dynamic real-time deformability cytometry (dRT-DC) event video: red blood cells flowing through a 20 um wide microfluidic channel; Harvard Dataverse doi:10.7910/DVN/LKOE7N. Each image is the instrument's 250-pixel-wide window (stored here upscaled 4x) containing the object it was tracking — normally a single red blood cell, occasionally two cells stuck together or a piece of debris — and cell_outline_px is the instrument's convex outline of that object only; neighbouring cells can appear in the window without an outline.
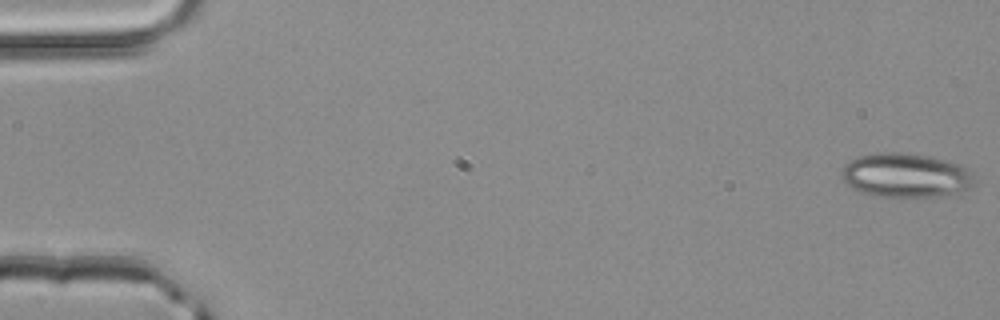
{"species": "common noctule bat (a hibernating species)", "species_latin": "Nyctalus noctula", "temperature_condition": "room temperature", "stored_images_in_passage": 4, "camera_frame_rate_fps": 3000, "um_per_image_px": 0.085, "animal": {"sex": "male", "body_mass_g": 20.4}, "frame": {"image": 1, "passage_image": 1, "time_ms": 0.0, "image_size_px": [1000, 320], "cell_outline_px": [[976, 180], [968, 188], [956, 196], [876, 196], [860, 192], [852, 188], [844, 180], [840, 172], [844, 164], [860, 156], [880, 152], [896, 152], [928, 156], [960, 164], [972, 172], [976, 176]], "centroid_in_image_um": [77.03, 14.91], "position_along_channel_um": 8.0, "area_um2": 34.33}}